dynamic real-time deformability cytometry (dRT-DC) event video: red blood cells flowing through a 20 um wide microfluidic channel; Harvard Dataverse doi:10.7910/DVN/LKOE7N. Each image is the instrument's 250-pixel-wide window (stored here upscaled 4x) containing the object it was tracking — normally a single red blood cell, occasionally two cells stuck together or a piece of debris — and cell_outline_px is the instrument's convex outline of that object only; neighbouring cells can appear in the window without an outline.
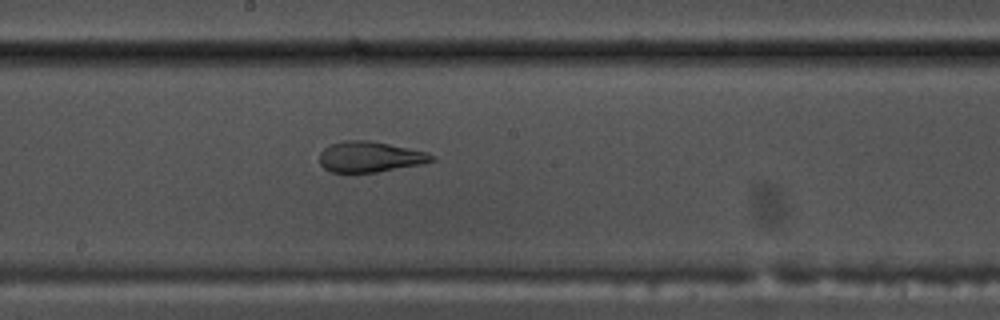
{"species": "common noctule bat (a hibernating species)", "species_latin": "Nyctalus noctula", "temperature_condition": "warm", "stored_images_in_passage": 40, "camera_frame_rate_fps": 3000, "um_per_image_px": 0.085, "animal": {"sex": "male", "body_mass_g": 17.5, "forearm_length_mm": 52.3}, "frame": {"image": 1, "passage_image": 15, "time_ms": 4.667, "image_size_px": [1000, 320], "cell_outline_px": [[436, 160], [424, 164], [376, 172], [332, 172], [324, 168], [320, 164], [320, 152], [324, 148], [332, 144], [344, 140], [368, 140], [428, 152], [436, 156]], "centroid_in_image_um": [31.48, 13.33], "position_along_channel_um": 216.7, "area_um2": 20.06}}
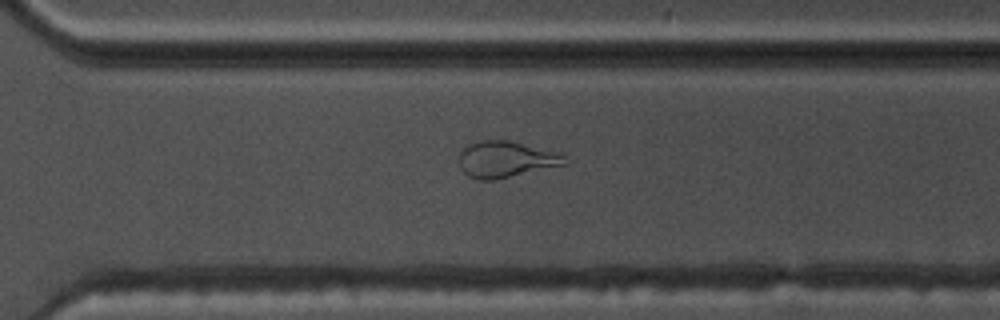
{"frame": {"image": 2, "passage_image": 24, "time_ms": 7.667, "image_size_px": [1000, 320], "cell_outline_px": [[568, 164], [492, 180], [480, 180], [468, 176], [460, 168], [460, 152], [468, 144], [480, 140], [508, 140], [564, 152]], "centroid_in_image_um": [43.06, 13.52], "position_along_channel_um": 327.5, "area_um2": 22.6}}
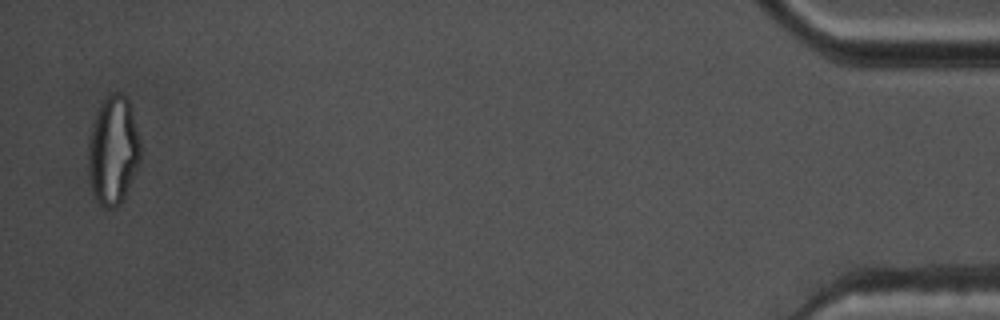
{"frame": {"image": 3, "passage_image": 39, "time_ms": 12.667, "image_size_px": [1000, 320], "cell_outline_px": [[140, 160], [124, 196], [120, 204], [112, 208], [104, 208], [96, 200], [92, 192], [88, 168], [88, 140], [92, 124], [96, 112], [100, 104], [112, 92], [120, 92], [128, 96], [140, 144]], "centroid_in_image_um": [9.59, 12.77], "position_along_channel_um": 425.6, "area_um2": 32.95}, "authors_computed_cell_mechanics": {"area_um2": 22.3397, "velocity_mm_per_s": 3.7013, "shape_relaxation_time_tau1_ms": null, "shape_relaxation_time_tau2_ms": 1.5782, "deformation_change_tau1": null, "deformation_change_tau2": 0.1069}}